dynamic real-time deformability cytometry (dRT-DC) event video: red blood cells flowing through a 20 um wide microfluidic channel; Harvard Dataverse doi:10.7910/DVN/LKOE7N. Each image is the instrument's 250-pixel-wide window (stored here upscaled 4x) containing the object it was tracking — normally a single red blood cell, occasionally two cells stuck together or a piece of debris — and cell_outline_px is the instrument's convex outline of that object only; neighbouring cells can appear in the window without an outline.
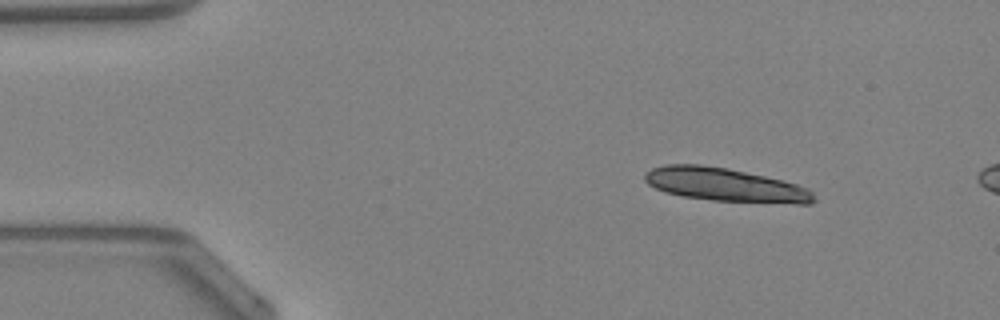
{"species": "Egyptian fruit bat (a non-hibernating species)", "species_latin": "Rousettus aegyptiacus", "temperature_condition": "warm", "stored_images_in_passage": 6, "camera_frame_rate_fps": 3000, "um_per_image_px": 0.085, "animal": {"sex": "female"}, "frame": {"image": 1, "passage_image": 1, "time_ms": 0.0, "image_size_px": [1000, 320], "cell_outline_px": [[816, 200], [812, 204], [796, 204], [712, 200], [684, 196], [664, 192], [648, 184], [644, 180], [644, 172], [652, 168], [664, 164], [700, 164], [724, 168], [764, 176], [796, 184], [808, 188], [812, 192]], "centroid_in_image_um": [61.63, 15.71], "position_along_channel_um": 23.4, "area_um2": 32.83}}